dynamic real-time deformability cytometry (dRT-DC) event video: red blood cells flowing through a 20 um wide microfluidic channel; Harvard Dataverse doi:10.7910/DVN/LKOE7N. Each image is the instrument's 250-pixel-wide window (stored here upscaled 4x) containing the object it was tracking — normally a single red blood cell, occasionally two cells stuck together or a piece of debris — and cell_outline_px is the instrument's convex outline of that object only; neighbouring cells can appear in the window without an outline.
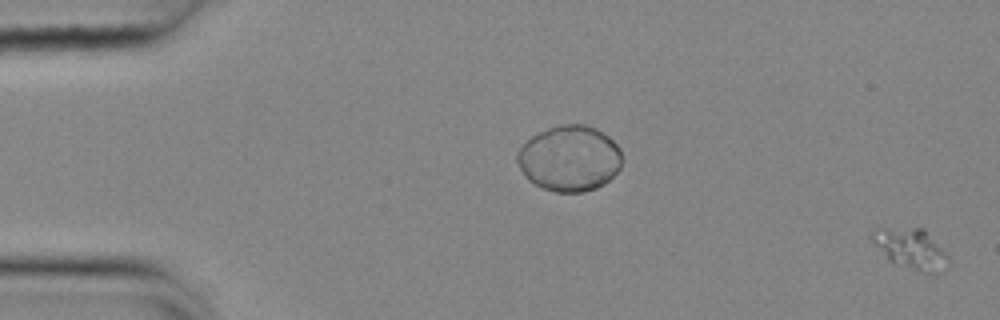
{"species": "common noctule bat (a hibernating species)", "species_latin": "Nyctalus noctula", "temperature_condition": "cold", "stored_images_in_passage": 56, "camera_frame_rate_fps": 3000, "um_per_image_px": 0.085, "animal": {"sex": "female", "body_mass_g": 25.1}, "frame": {"image": 1, "passage_image": 1, "time_ms": 0.0, "image_size_px": [1000, 320], "cell_outline_px": [[948, 256], [940, 272], [920, 272], [888, 260], [872, 240], [872, 232], [884, 228], [924, 228]], "centroid_in_image_um": [77.41, 21.13], "position_along_channel_um": 7.6, "area_um2": 17.17}}
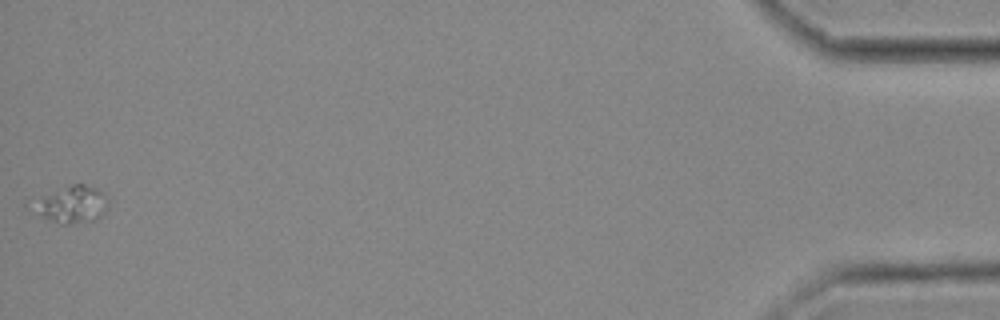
{"frame": {"image": 2, "passage_image": 56, "time_ms": 18.333, "image_size_px": [1000, 320], "cell_outline_px": [[108, 208], [96, 220], [68, 224], [60, 224], [40, 216], [36, 204], [44, 196], [72, 184], [84, 184], [96, 188], [104, 192], [108, 196]], "centroid_in_image_um": [6.26, 17.39], "position_along_channel_um": 428.9, "area_um2": 15.61}}